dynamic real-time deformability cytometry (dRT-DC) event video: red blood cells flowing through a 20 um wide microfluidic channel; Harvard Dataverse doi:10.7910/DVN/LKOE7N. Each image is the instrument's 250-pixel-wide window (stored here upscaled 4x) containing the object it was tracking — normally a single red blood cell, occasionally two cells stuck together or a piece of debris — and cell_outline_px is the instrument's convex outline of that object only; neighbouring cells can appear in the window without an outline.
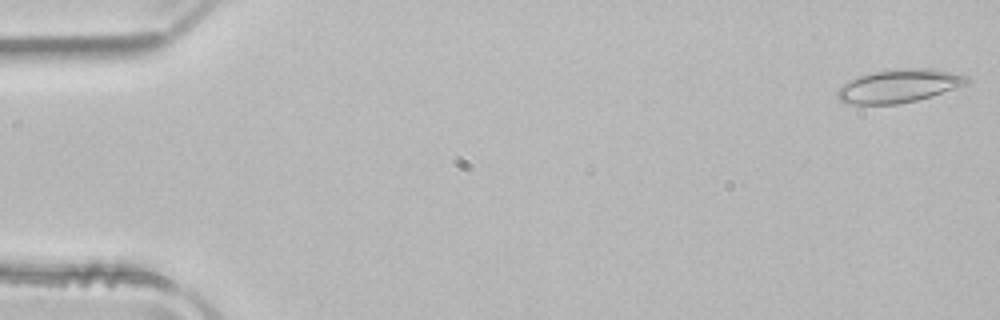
{"species": "common noctule bat (a hibernating species)", "species_latin": "Nyctalus noctula", "temperature_condition": "room temperature", "stored_images_in_passage": 51, "camera_frame_rate_fps": 3000, "um_per_image_px": 0.085, "animal": {"sex": "male", "body_mass_g": 21.5, "forearm_length_mm": 52.0}, "frame": {"image": 1, "passage_image": 1, "time_ms": 0.0, "image_size_px": [1000, 320], "cell_outline_px": [[972, 80], [968, 84], [932, 96], [916, 100], [896, 104], [852, 104], [840, 100], [836, 96], [836, 92], [844, 84], [868, 72], [896, 68], [932, 68], [968, 76]], "centroid_in_image_um": [76.46, 7.29], "position_along_channel_um": 8.5, "area_um2": 25.14}}
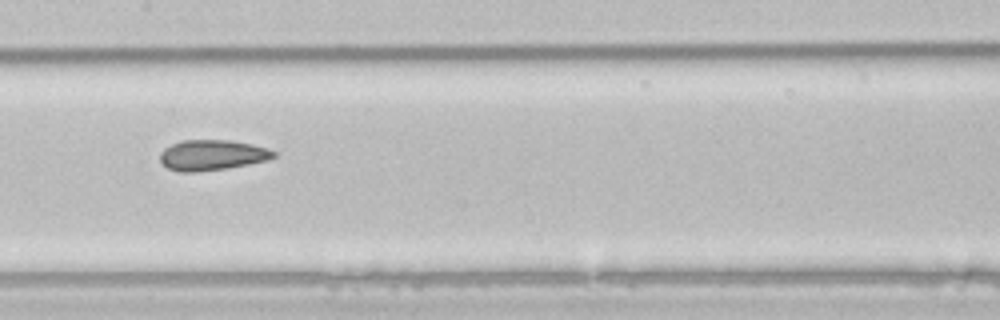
{"frame": {"image": 2, "passage_image": 25, "time_ms": 8.0, "image_size_px": [1000, 320], "cell_outline_px": [[276, 156], [268, 160], [248, 164], [224, 168], [196, 172], [180, 172], [168, 168], [160, 160], [160, 152], [164, 148], [172, 144], [184, 140], [228, 140], [252, 144], [268, 148], [276, 152]], "centroid_in_image_um": [18.03, 13.18], "position_along_channel_um": 189.4, "area_um2": 20.06}}
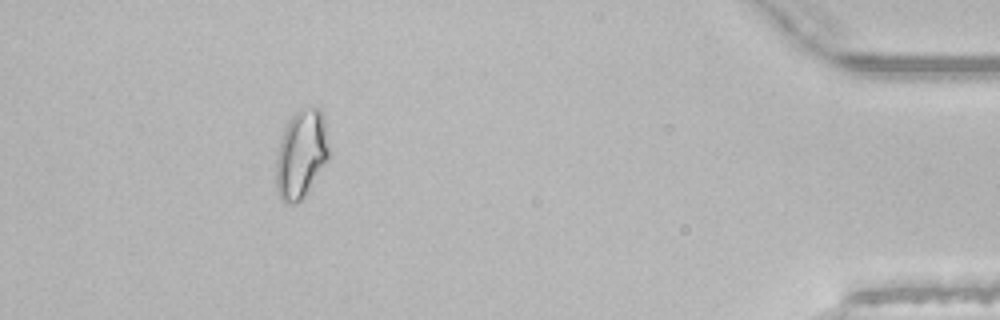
{"frame": {"image": 3, "passage_image": 46, "time_ms": 15.0, "image_size_px": [1000, 320], "cell_outline_px": [[328, 156], [304, 196], [300, 200], [292, 204], [284, 204], [276, 188], [276, 156], [280, 140], [284, 128], [288, 120], [300, 108], [320, 108], [324, 116], [328, 144]], "centroid_in_image_um": [25.57, 13.07], "position_along_channel_um": 409.6, "area_um2": 26.82}, "authors_computed_cell_mechanics": {"area_um2": 22.1374, "velocity_mm_per_s": 3.989, "shape_relaxation_time_tau1_ms": null, "shape_relaxation_time_tau2_ms": 2.7972, "deformation_change_tau1": null, "deformation_change_tau2": 0.0767}}